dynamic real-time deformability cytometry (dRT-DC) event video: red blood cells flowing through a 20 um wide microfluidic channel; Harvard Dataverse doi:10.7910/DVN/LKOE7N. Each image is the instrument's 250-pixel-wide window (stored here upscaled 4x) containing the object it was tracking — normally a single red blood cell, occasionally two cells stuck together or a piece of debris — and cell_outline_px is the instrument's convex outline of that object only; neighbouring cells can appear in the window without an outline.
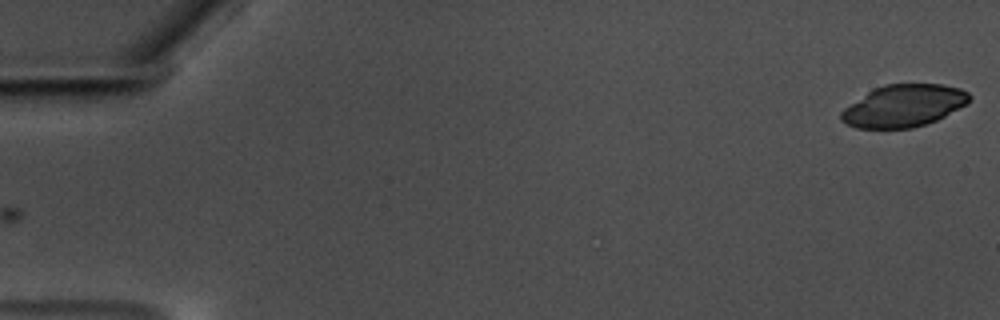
{"species": "common noctule bat (a hibernating species)", "species_latin": "Nyctalus noctula", "temperature_condition": "warm", "stored_images_in_passage": 58, "camera_frame_rate_fps": 3000, "um_per_image_px": 0.085, "animal": {"sex": "male", "body_mass_g": 17.5, "forearm_length_mm": 52.3}, "frame": {"image": 1, "passage_image": 1, "time_ms": 0.0, "image_size_px": [1000, 320], "cell_outline_px": [[972, 96], [968, 104], [936, 120], [912, 128], [856, 128], [840, 120], [840, 112], [844, 108], [868, 92], [884, 84], [944, 84], [960, 88], [968, 92]], "centroid_in_image_um": [76.84, 8.99], "position_along_channel_um": 8.2, "area_um2": 31.44}}